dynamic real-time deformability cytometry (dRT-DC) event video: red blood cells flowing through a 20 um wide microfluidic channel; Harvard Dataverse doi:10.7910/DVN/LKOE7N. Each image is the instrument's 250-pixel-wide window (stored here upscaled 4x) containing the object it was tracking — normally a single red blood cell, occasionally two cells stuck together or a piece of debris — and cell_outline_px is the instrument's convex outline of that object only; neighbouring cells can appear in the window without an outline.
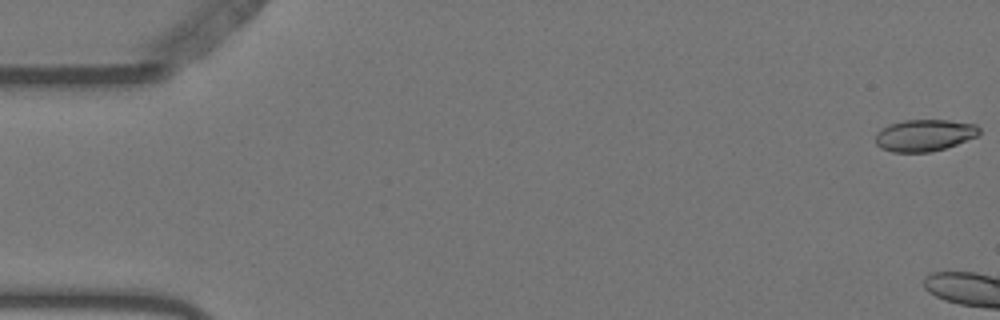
{"species": "Egyptian fruit bat (a non-hibernating species)", "species_latin": "Rousettus aegyptiacus", "temperature_condition": "warm", "stored_images_in_passage": 7, "camera_frame_rate_fps": 3000, "um_per_image_px": 0.085, "animal": {"sex": "female"}, "frame": {"image": 1, "passage_image": 1, "time_ms": 0.0, "image_size_px": [1000, 320], "cell_outline_px": [[980, 132], [976, 136], [956, 144], [932, 152], [892, 152], [880, 148], [876, 144], [876, 132], [888, 124], [904, 120], [948, 120], [976, 124], [980, 128]], "centroid_in_image_um": [78.55, 11.49], "position_along_channel_um": 6.5, "area_um2": 19.25}}